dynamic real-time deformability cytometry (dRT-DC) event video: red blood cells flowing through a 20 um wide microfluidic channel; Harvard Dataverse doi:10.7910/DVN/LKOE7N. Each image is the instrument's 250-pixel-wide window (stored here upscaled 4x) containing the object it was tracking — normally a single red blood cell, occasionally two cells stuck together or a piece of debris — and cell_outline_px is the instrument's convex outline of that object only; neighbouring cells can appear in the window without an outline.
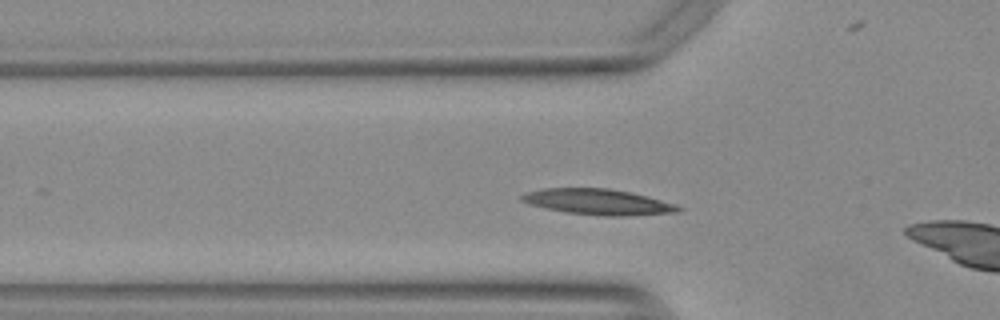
{"species": "Egyptian fruit bat (a non-hibernating species)", "species_latin": "Rousettus aegyptiacus", "temperature_condition": "warm", "stored_images_in_passage": 29, "camera_frame_rate_fps": 3000, "um_per_image_px": 0.085, "animal": {"sex": "female"}, "frame": {"image": 1, "passage_image": 3, "time_ms": 0.667, "image_size_px": [1000, 320], "cell_outline_px": [[684, 208], [680, 212], [628, 216], [604, 216], [568, 212], [528, 204], [520, 200], [520, 196], [528, 192], [544, 188], [608, 188], [632, 192], [648, 196], [676, 204]], "centroid_in_image_um": [50.9, 17.16], "position_along_channel_um": 74.9, "area_um2": 23.52}}
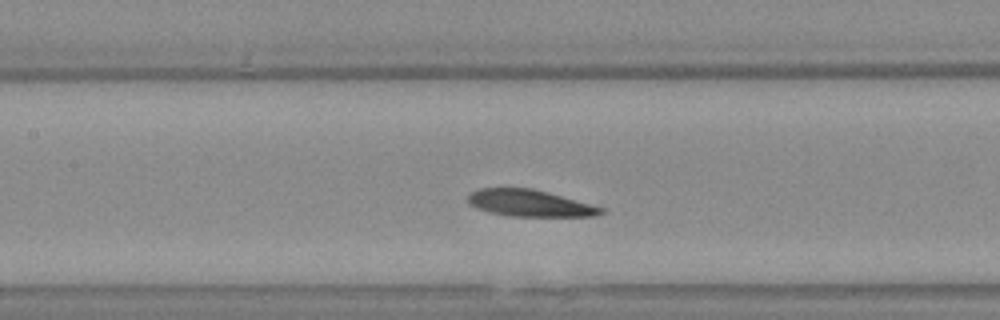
{"frame": {"image": 2, "passage_image": 10, "time_ms": 3.0, "image_size_px": [1000, 320], "cell_outline_px": [[608, 212], [596, 216], [508, 216], [488, 212], [476, 208], [468, 204], [468, 196], [472, 192], [480, 188], [532, 188], [608, 208]], "centroid_in_image_um": [45.09, 17.28], "position_along_channel_um": 162.3, "area_um2": 20.98}}
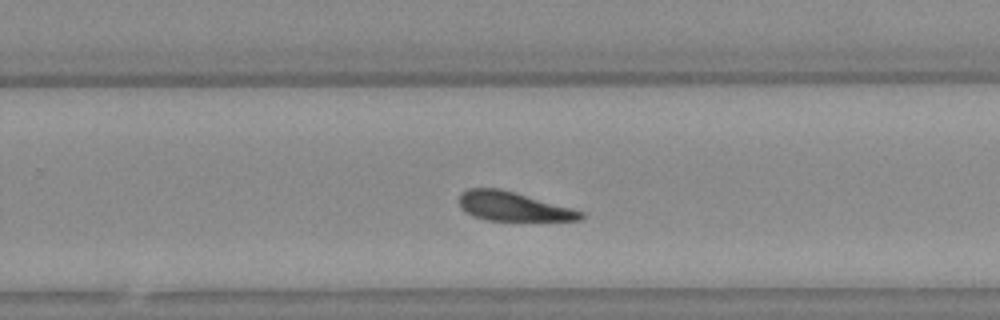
{"frame": {"image": 3, "passage_image": 20, "time_ms": 6.333, "image_size_px": [1000, 320], "cell_outline_px": [[584, 216], [580, 220], [484, 220], [472, 216], [460, 204], [460, 196], [468, 188], [500, 188], [584, 212]], "centroid_in_image_um": [43.61, 17.55], "position_along_channel_um": 286.2, "area_um2": 20.06}}